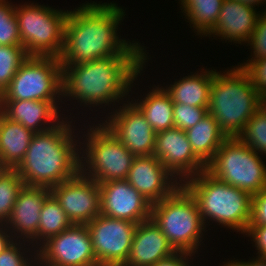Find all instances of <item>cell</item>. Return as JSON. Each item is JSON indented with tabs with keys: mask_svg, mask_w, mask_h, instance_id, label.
<instances>
[{
	"mask_svg": "<svg viewBox=\"0 0 266 266\" xmlns=\"http://www.w3.org/2000/svg\"><path fill=\"white\" fill-rule=\"evenodd\" d=\"M248 45L253 50V57L240 64L241 68H247L252 62L266 58V11L259 16Z\"/></svg>",
	"mask_w": 266,
	"mask_h": 266,
	"instance_id": "obj_34",
	"label": "cell"
},
{
	"mask_svg": "<svg viewBox=\"0 0 266 266\" xmlns=\"http://www.w3.org/2000/svg\"><path fill=\"white\" fill-rule=\"evenodd\" d=\"M10 234L11 233L8 228H6V225L0 224V252H2L7 246H9L14 241L12 235Z\"/></svg>",
	"mask_w": 266,
	"mask_h": 266,
	"instance_id": "obj_40",
	"label": "cell"
},
{
	"mask_svg": "<svg viewBox=\"0 0 266 266\" xmlns=\"http://www.w3.org/2000/svg\"><path fill=\"white\" fill-rule=\"evenodd\" d=\"M68 14L37 3L15 6L21 44L29 56H61Z\"/></svg>",
	"mask_w": 266,
	"mask_h": 266,
	"instance_id": "obj_8",
	"label": "cell"
},
{
	"mask_svg": "<svg viewBox=\"0 0 266 266\" xmlns=\"http://www.w3.org/2000/svg\"><path fill=\"white\" fill-rule=\"evenodd\" d=\"M260 13L255 7L235 0H224L215 27L206 35L219 36L234 43H248Z\"/></svg>",
	"mask_w": 266,
	"mask_h": 266,
	"instance_id": "obj_19",
	"label": "cell"
},
{
	"mask_svg": "<svg viewBox=\"0 0 266 266\" xmlns=\"http://www.w3.org/2000/svg\"><path fill=\"white\" fill-rule=\"evenodd\" d=\"M235 1L255 7L258 6L259 4L260 6L263 5L262 3H264L266 0H235Z\"/></svg>",
	"mask_w": 266,
	"mask_h": 266,
	"instance_id": "obj_41",
	"label": "cell"
},
{
	"mask_svg": "<svg viewBox=\"0 0 266 266\" xmlns=\"http://www.w3.org/2000/svg\"><path fill=\"white\" fill-rule=\"evenodd\" d=\"M72 122L63 118L52 129L34 133L24 158L15 168L25 185L51 188L80 172L82 146L77 145L80 143L72 132Z\"/></svg>",
	"mask_w": 266,
	"mask_h": 266,
	"instance_id": "obj_3",
	"label": "cell"
},
{
	"mask_svg": "<svg viewBox=\"0 0 266 266\" xmlns=\"http://www.w3.org/2000/svg\"><path fill=\"white\" fill-rule=\"evenodd\" d=\"M34 133L0 112V161L15 169L22 161Z\"/></svg>",
	"mask_w": 266,
	"mask_h": 266,
	"instance_id": "obj_22",
	"label": "cell"
},
{
	"mask_svg": "<svg viewBox=\"0 0 266 266\" xmlns=\"http://www.w3.org/2000/svg\"><path fill=\"white\" fill-rule=\"evenodd\" d=\"M245 235L253 238L258 251L257 257H266V225L249 226Z\"/></svg>",
	"mask_w": 266,
	"mask_h": 266,
	"instance_id": "obj_37",
	"label": "cell"
},
{
	"mask_svg": "<svg viewBox=\"0 0 266 266\" xmlns=\"http://www.w3.org/2000/svg\"><path fill=\"white\" fill-rule=\"evenodd\" d=\"M62 69L58 57L29 56L0 95V101L61 100Z\"/></svg>",
	"mask_w": 266,
	"mask_h": 266,
	"instance_id": "obj_10",
	"label": "cell"
},
{
	"mask_svg": "<svg viewBox=\"0 0 266 266\" xmlns=\"http://www.w3.org/2000/svg\"><path fill=\"white\" fill-rule=\"evenodd\" d=\"M6 167L3 165V163L0 161V176L6 171Z\"/></svg>",
	"mask_w": 266,
	"mask_h": 266,
	"instance_id": "obj_43",
	"label": "cell"
},
{
	"mask_svg": "<svg viewBox=\"0 0 266 266\" xmlns=\"http://www.w3.org/2000/svg\"><path fill=\"white\" fill-rule=\"evenodd\" d=\"M150 218L175 251L195 255L206 226L195 198L182 184L171 195L152 204Z\"/></svg>",
	"mask_w": 266,
	"mask_h": 266,
	"instance_id": "obj_6",
	"label": "cell"
},
{
	"mask_svg": "<svg viewBox=\"0 0 266 266\" xmlns=\"http://www.w3.org/2000/svg\"><path fill=\"white\" fill-rule=\"evenodd\" d=\"M123 11L112 2L83 3L74 11L70 10L60 64L76 65L116 55H145L140 43L119 39L117 30L125 16Z\"/></svg>",
	"mask_w": 266,
	"mask_h": 266,
	"instance_id": "obj_1",
	"label": "cell"
},
{
	"mask_svg": "<svg viewBox=\"0 0 266 266\" xmlns=\"http://www.w3.org/2000/svg\"><path fill=\"white\" fill-rule=\"evenodd\" d=\"M185 132L195 155L205 165L213 159L216 151L227 139L210 113Z\"/></svg>",
	"mask_w": 266,
	"mask_h": 266,
	"instance_id": "obj_24",
	"label": "cell"
},
{
	"mask_svg": "<svg viewBox=\"0 0 266 266\" xmlns=\"http://www.w3.org/2000/svg\"><path fill=\"white\" fill-rule=\"evenodd\" d=\"M86 225L99 266H123L130 254L137 224L100 214Z\"/></svg>",
	"mask_w": 266,
	"mask_h": 266,
	"instance_id": "obj_11",
	"label": "cell"
},
{
	"mask_svg": "<svg viewBox=\"0 0 266 266\" xmlns=\"http://www.w3.org/2000/svg\"><path fill=\"white\" fill-rule=\"evenodd\" d=\"M223 266H266V257H257L256 259L249 260L248 262L239 260H229Z\"/></svg>",
	"mask_w": 266,
	"mask_h": 266,
	"instance_id": "obj_39",
	"label": "cell"
},
{
	"mask_svg": "<svg viewBox=\"0 0 266 266\" xmlns=\"http://www.w3.org/2000/svg\"><path fill=\"white\" fill-rule=\"evenodd\" d=\"M39 246L33 249L37 253V259L44 264L99 266L87 225H72L60 234L49 237Z\"/></svg>",
	"mask_w": 266,
	"mask_h": 266,
	"instance_id": "obj_12",
	"label": "cell"
},
{
	"mask_svg": "<svg viewBox=\"0 0 266 266\" xmlns=\"http://www.w3.org/2000/svg\"><path fill=\"white\" fill-rule=\"evenodd\" d=\"M201 72L185 76L164 88L173 103L208 108L214 71L205 69Z\"/></svg>",
	"mask_w": 266,
	"mask_h": 266,
	"instance_id": "obj_23",
	"label": "cell"
},
{
	"mask_svg": "<svg viewBox=\"0 0 266 266\" xmlns=\"http://www.w3.org/2000/svg\"><path fill=\"white\" fill-rule=\"evenodd\" d=\"M246 69L260 96L266 94V58L252 62Z\"/></svg>",
	"mask_w": 266,
	"mask_h": 266,
	"instance_id": "obj_36",
	"label": "cell"
},
{
	"mask_svg": "<svg viewBox=\"0 0 266 266\" xmlns=\"http://www.w3.org/2000/svg\"><path fill=\"white\" fill-rule=\"evenodd\" d=\"M153 155L181 184L206 170V165L192 150L186 132L179 128L156 133Z\"/></svg>",
	"mask_w": 266,
	"mask_h": 266,
	"instance_id": "obj_15",
	"label": "cell"
},
{
	"mask_svg": "<svg viewBox=\"0 0 266 266\" xmlns=\"http://www.w3.org/2000/svg\"><path fill=\"white\" fill-rule=\"evenodd\" d=\"M225 72L214 71L208 113L227 138L238 137L261 107V96L246 68L238 65Z\"/></svg>",
	"mask_w": 266,
	"mask_h": 266,
	"instance_id": "obj_4",
	"label": "cell"
},
{
	"mask_svg": "<svg viewBox=\"0 0 266 266\" xmlns=\"http://www.w3.org/2000/svg\"><path fill=\"white\" fill-rule=\"evenodd\" d=\"M133 103L142 111L156 133L174 128L173 102L164 87H153L146 97Z\"/></svg>",
	"mask_w": 266,
	"mask_h": 266,
	"instance_id": "obj_25",
	"label": "cell"
},
{
	"mask_svg": "<svg viewBox=\"0 0 266 266\" xmlns=\"http://www.w3.org/2000/svg\"><path fill=\"white\" fill-rule=\"evenodd\" d=\"M57 102L40 100L0 101V112L33 133H39L52 129L61 122L60 119L62 120V118Z\"/></svg>",
	"mask_w": 266,
	"mask_h": 266,
	"instance_id": "obj_20",
	"label": "cell"
},
{
	"mask_svg": "<svg viewBox=\"0 0 266 266\" xmlns=\"http://www.w3.org/2000/svg\"><path fill=\"white\" fill-rule=\"evenodd\" d=\"M238 138L256 153L266 155V111L262 107L249 119Z\"/></svg>",
	"mask_w": 266,
	"mask_h": 266,
	"instance_id": "obj_29",
	"label": "cell"
},
{
	"mask_svg": "<svg viewBox=\"0 0 266 266\" xmlns=\"http://www.w3.org/2000/svg\"><path fill=\"white\" fill-rule=\"evenodd\" d=\"M0 45L22 46L15 5L7 0H0Z\"/></svg>",
	"mask_w": 266,
	"mask_h": 266,
	"instance_id": "obj_31",
	"label": "cell"
},
{
	"mask_svg": "<svg viewBox=\"0 0 266 266\" xmlns=\"http://www.w3.org/2000/svg\"><path fill=\"white\" fill-rule=\"evenodd\" d=\"M261 107L266 111V94L261 95Z\"/></svg>",
	"mask_w": 266,
	"mask_h": 266,
	"instance_id": "obj_42",
	"label": "cell"
},
{
	"mask_svg": "<svg viewBox=\"0 0 266 266\" xmlns=\"http://www.w3.org/2000/svg\"><path fill=\"white\" fill-rule=\"evenodd\" d=\"M100 214L139 224L150 219L152 204L126 179L98 183Z\"/></svg>",
	"mask_w": 266,
	"mask_h": 266,
	"instance_id": "obj_16",
	"label": "cell"
},
{
	"mask_svg": "<svg viewBox=\"0 0 266 266\" xmlns=\"http://www.w3.org/2000/svg\"><path fill=\"white\" fill-rule=\"evenodd\" d=\"M182 185L195 198L200 215L237 232L246 234L251 222L252 196L244 190L213 177L206 170Z\"/></svg>",
	"mask_w": 266,
	"mask_h": 266,
	"instance_id": "obj_5",
	"label": "cell"
},
{
	"mask_svg": "<svg viewBox=\"0 0 266 266\" xmlns=\"http://www.w3.org/2000/svg\"><path fill=\"white\" fill-rule=\"evenodd\" d=\"M72 225L59 202L50 194L44 201L40 213L38 232L30 241V244L35 243L38 247L39 244L43 243L49 237L60 234Z\"/></svg>",
	"mask_w": 266,
	"mask_h": 266,
	"instance_id": "obj_27",
	"label": "cell"
},
{
	"mask_svg": "<svg viewBox=\"0 0 266 266\" xmlns=\"http://www.w3.org/2000/svg\"><path fill=\"white\" fill-rule=\"evenodd\" d=\"M50 194L49 187L23 186L16 198L11 216L5 224L13 239L21 240L23 237L22 241L28 244L36 236L40 213L45 199Z\"/></svg>",
	"mask_w": 266,
	"mask_h": 266,
	"instance_id": "obj_18",
	"label": "cell"
},
{
	"mask_svg": "<svg viewBox=\"0 0 266 266\" xmlns=\"http://www.w3.org/2000/svg\"><path fill=\"white\" fill-rule=\"evenodd\" d=\"M133 101L111 112L102 123L135 157L153 155L156 132Z\"/></svg>",
	"mask_w": 266,
	"mask_h": 266,
	"instance_id": "obj_14",
	"label": "cell"
},
{
	"mask_svg": "<svg viewBox=\"0 0 266 266\" xmlns=\"http://www.w3.org/2000/svg\"><path fill=\"white\" fill-rule=\"evenodd\" d=\"M266 225V188L252 196L251 222L249 226Z\"/></svg>",
	"mask_w": 266,
	"mask_h": 266,
	"instance_id": "obj_35",
	"label": "cell"
},
{
	"mask_svg": "<svg viewBox=\"0 0 266 266\" xmlns=\"http://www.w3.org/2000/svg\"><path fill=\"white\" fill-rule=\"evenodd\" d=\"M20 242V240H14L9 246H7L2 252H0V266H32L31 263H34L36 265L39 264L37 259V253L34 252V258L31 254H28L31 257L28 256L27 254H25V250L27 249L29 251L31 248L28 249L25 246L26 241H22L21 243ZM22 243H24V246ZM33 259L34 262L32 261ZM36 261L37 263H35Z\"/></svg>",
	"mask_w": 266,
	"mask_h": 266,
	"instance_id": "obj_33",
	"label": "cell"
},
{
	"mask_svg": "<svg viewBox=\"0 0 266 266\" xmlns=\"http://www.w3.org/2000/svg\"><path fill=\"white\" fill-rule=\"evenodd\" d=\"M38 263H40L38 266H50V265H47V264L42 263L41 261H38ZM32 266H34V264Z\"/></svg>",
	"mask_w": 266,
	"mask_h": 266,
	"instance_id": "obj_44",
	"label": "cell"
},
{
	"mask_svg": "<svg viewBox=\"0 0 266 266\" xmlns=\"http://www.w3.org/2000/svg\"><path fill=\"white\" fill-rule=\"evenodd\" d=\"M206 171L230 186L247 191L251 196L266 188V165L260 154L238 137L227 138L221 144L206 165Z\"/></svg>",
	"mask_w": 266,
	"mask_h": 266,
	"instance_id": "obj_9",
	"label": "cell"
},
{
	"mask_svg": "<svg viewBox=\"0 0 266 266\" xmlns=\"http://www.w3.org/2000/svg\"><path fill=\"white\" fill-rule=\"evenodd\" d=\"M147 55H116L92 62L62 66V96L84 107L108 105L124 99L145 65ZM92 105V106H91Z\"/></svg>",
	"mask_w": 266,
	"mask_h": 266,
	"instance_id": "obj_2",
	"label": "cell"
},
{
	"mask_svg": "<svg viewBox=\"0 0 266 266\" xmlns=\"http://www.w3.org/2000/svg\"><path fill=\"white\" fill-rule=\"evenodd\" d=\"M126 180L151 204L168 197L181 185L154 155L135 157Z\"/></svg>",
	"mask_w": 266,
	"mask_h": 266,
	"instance_id": "obj_17",
	"label": "cell"
},
{
	"mask_svg": "<svg viewBox=\"0 0 266 266\" xmlns=\"http://www.w3.org/2000/svg\"><path fill=\"white\" fill-rule=\"evenodd\" d=\"M174 127L187 130L196 125L208 113V108L173 103Z\"/></svg>",
	"mask_w": 266,
	"mask_h": 266,
	"instance_id": "obj_32",
	"label": "cell"
},
{
	"mask_svg": "<svg viewBox=\"0 0 266 266\" xmlns=\"http://www.w3.org/2000/svg\"><path fill=\"white\" fill-rule=\"evenodd\" d=\"M176 251L150 218L137 224L129 257L123 266H151Z\"/></svg>",
	"mask_w": 266,
	"mask_h": 266,
	"instance_id": "obj_21",
	"label": "cell"
},
{
	"mask_svg": "<svg viewBox=\"0 0 266 266\" xmlns=\"http://www.w3.org/2000/svg\"><path fill=\"white\" fill-rule=\"evenodd\" d=\"M192 258V253L176 251L171 256L161 259L151 266H190L189 261ZM190 259V260H189Z\"/></svg>",
	"mask_w": 266,
	"mask_h": 266,
	"instance_id": "obj_38",
	"label": "cell"
},
{
	"mask_svg": "<svg viewBox=\"0 0 266 266\" xmlns=\"http://www.w3.org/2000/svg\"><path fill=\"white\" fill-rule=\"evenodd\" d=\"M185 17L197 35H206L215 27L224 0H180Z\"/></svg>",
	"mask_w": 266,
	"mask_h": 266,
	"instance_id": "obj_26",
	"label": "cell"
},
{
	"mask_svg": "<svg viewBox=\"0 0 266 266\" xmlns=\"http://www.w3.org/2000/svg\"><path fill=\"white\" fill-rule=\"evenodd\" d=\"M24 181L15 169H6L0 176V224L9 220Z\"/></svg>",
	"mask_w": 266,
	"mask_h": 266,
	"instance_id": "obj_28",
	"label": "cell"
},
{
	"mask_svg": "<svg viewBox=\"0 0 266 266\" xmlns=\"http://www.w3.org/2000/svg\"><path fill=\"white\" fill-rule=\"evenodd\" d=\"M28 57L23 46L0 45V95Z\"/></svg>",
	"mask_w": 266,
	"mask_h": 266,
	"instance_id": "obj_30",
	"label": "cell"
},
{
	"mask_svg": "<svg viewBox=\"0 0 266 266\" xmlns=\"http://www.w3.org/2000/svg\"><path fill=\"white\" fill-rule=\"evenodd\" d=\"M50 191L73 225H86L100 215V186L81 172Z\"/></svg>",
	"mask_w": 266,
	"mask_h": 266,
	"instance_id": "obj_13",
	"label": "cell"
},
{
	"mask_svg": "<svg viewBox=\"0 0 266 266\" xmlns=\"http://www.w3.org/2000/svg\"><path fill=\"white\" fill-rule=\"evenodd\" d=\"M89 127L80 142V172L97 183L126 179L135 156L103 123Z\"/></svg>",
	"mask_w": 266,
	"mask_h": 266,
	"instance_id": "obj_7",
	"label": "cell"
}]
</instances>
